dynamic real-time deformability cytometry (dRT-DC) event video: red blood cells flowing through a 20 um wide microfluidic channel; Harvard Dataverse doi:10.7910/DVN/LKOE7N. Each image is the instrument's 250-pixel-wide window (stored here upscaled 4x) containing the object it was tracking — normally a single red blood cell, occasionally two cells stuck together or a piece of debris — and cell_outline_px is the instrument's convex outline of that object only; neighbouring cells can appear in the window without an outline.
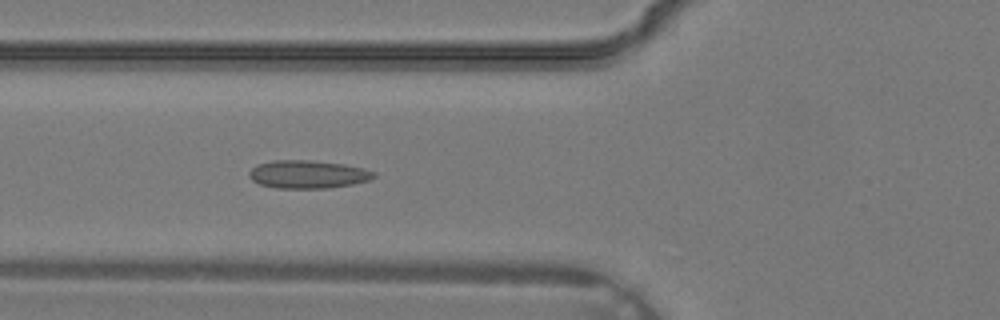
{"species": "common noctule bat (a hibernating species)", "species_latin": "Nyctalus noctula", "temperature_condition": "warm", "stored_images_in_passage": 26, "camera_frame_rate_fps": 3000, "um_per_image_px": 0.085, "animal": {"sex": "male", "body_mass_g": 19.2, "forearm_length_mm": 51.8}, "frame": {"image": 1, "passage_image": 3, "time_ms": 0.667, "image_size_px": [1000, 320], "cell_outline_px": [[376, 176], [368, 180], [352, 184], [328, 188], [276, 188], [260, 184], [252, 180], [248, 176], [248, 172], [256, 164], [276, 160], [312, 160], [344, 164], [364, 168], [376, 172]], "centroid_in_image_um": [26.16, 14.81], "position_along_channel_um": 99.6, "area_um2": 20.46}}
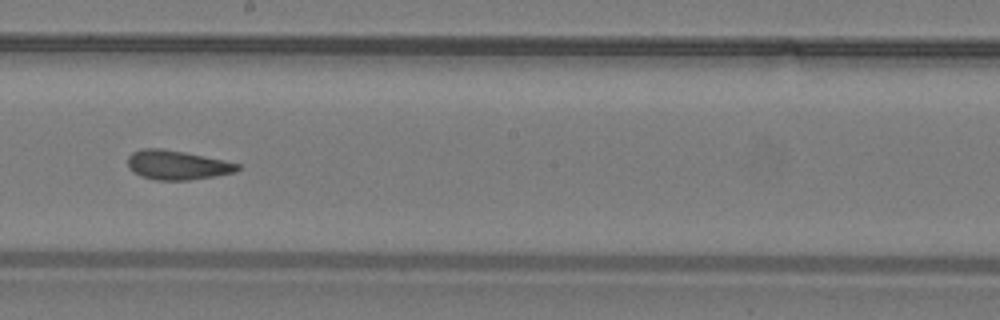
{"frame": {"image": 2, "passage_image": 10, "time_ms": 3.0, "image_size_px": [1000, 320], "cell_outline_px": [[240, 168], [236, 172], [188, 180], [156, 180], [140, 176], [128, 168], [128, 156], [132, 152], [144, 148], [160, 148], [184, 152], [224, 160], [240, 164]], "centroid_in_image_um": [15.03, 14.02], "position_along_channel_um": 233.2, "area_um2": 18.67}}
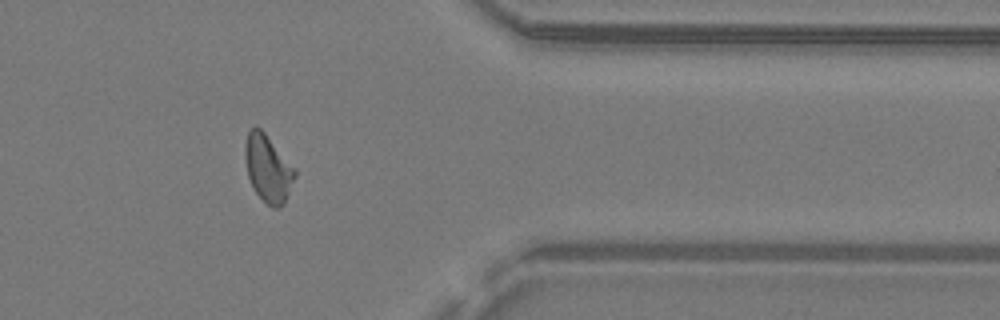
{"frame": {"image": 3, "passage_image": 19, "time_ms": 6.0, "image_size_px": [1000, 320], "cell_outline_px": [[296, 176], [284, 204], [280, 208], [272, 208], [252, 188], [248, 176], [244, 156], [244, 144], [248, 132], [256, 124], [264, 132], [296, 168]], "centroid_in_image_um": [22.78, 14.31], "position_along_channel_um": 388.6, "area_um2": 19.65}}